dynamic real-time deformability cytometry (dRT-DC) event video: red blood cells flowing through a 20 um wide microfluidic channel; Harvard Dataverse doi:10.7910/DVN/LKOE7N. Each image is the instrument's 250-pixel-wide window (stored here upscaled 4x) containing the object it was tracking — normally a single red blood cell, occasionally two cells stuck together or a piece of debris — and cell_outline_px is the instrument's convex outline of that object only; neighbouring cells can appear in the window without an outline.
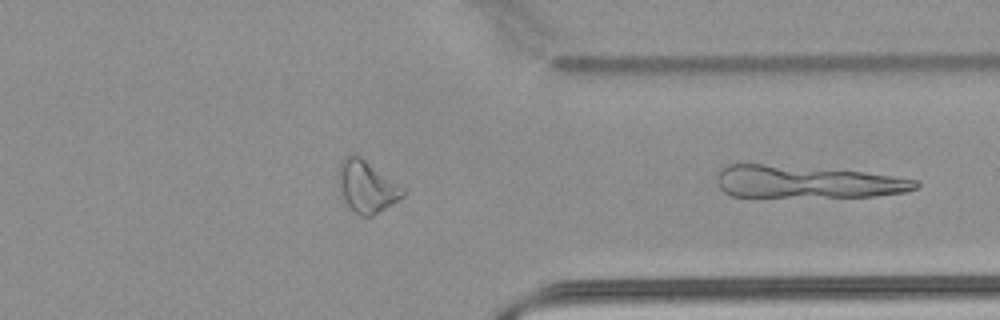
{"species": "common noctule bat (a hibernating species)", "species_latin": "Nyctalus noctula", "temperature_condition": "warm", "stored_images_in_passage": 26, "segment_of_instrument_passage": [3, 3], "camera_frame_rate_fps": 3000, "um_per_image_px": 0.085, "animal": {"sex": "male", "body_mass_g": 21.5, "forearm_length_mm": 52.0}, "frame": {"image": 1, "passage_image": 26, "time_ms": 8.333, "image_size_px": [1000, 320], "cell_outline_px": [[920, 184], [916, 188], [908, 192], [876, 196], [732, 196], [724, 192], [716, 184], [716, 172], [720, 168], [728, 164], [764, 164], [860, 172], [892, 176], [916, 180]], "centroid_in_image_um": [68.52, 15.46], "position_along_channel_um": 342.9, "area_um2": 37.17}}